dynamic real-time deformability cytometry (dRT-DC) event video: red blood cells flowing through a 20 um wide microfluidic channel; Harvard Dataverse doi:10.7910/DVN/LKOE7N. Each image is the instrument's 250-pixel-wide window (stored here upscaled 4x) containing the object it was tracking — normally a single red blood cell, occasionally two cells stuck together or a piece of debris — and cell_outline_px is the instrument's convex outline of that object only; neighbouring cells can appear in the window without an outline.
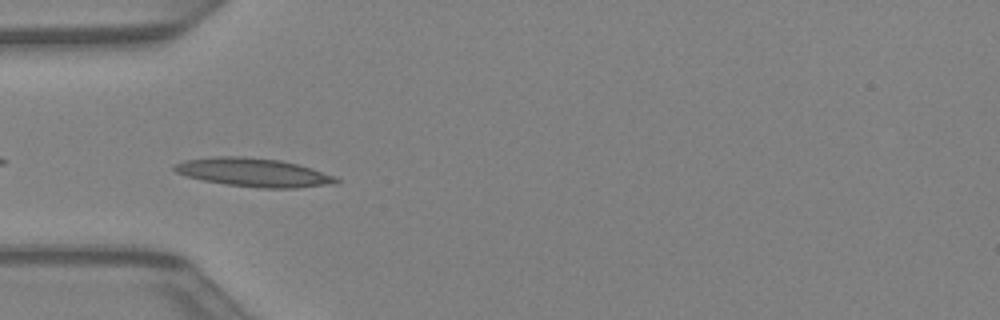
{"species": "Egyptian fruit bat (a non-hibernating species)", "species_latin": "Rousettus aegyptiacus", "temperature_condition": "warm", "stored_images_in_passage": 42, "camera_frame_rate_fps": 3000, "um_per_image_px": 0.085, "animal": {"sex": "female"}, "frame": {"image": 1, "passage_image": 13, "time_ms": 4.0, "image_size_px": [1000, 320], "cell_outline_px": [[340, 180], [336, 184], [296, 188], [260, 188], [228, 184], [204, 180], [188, 176], [176, 172], [172, 168], [176, 164], [184, 160], [216, 156], [240, 156], [280, 160], [312, 168], [336, 176]], "centroid_in_image_um": [21.6, 14.66], "position_along_channel_um": 63.4, "area_um2": 26.76}}
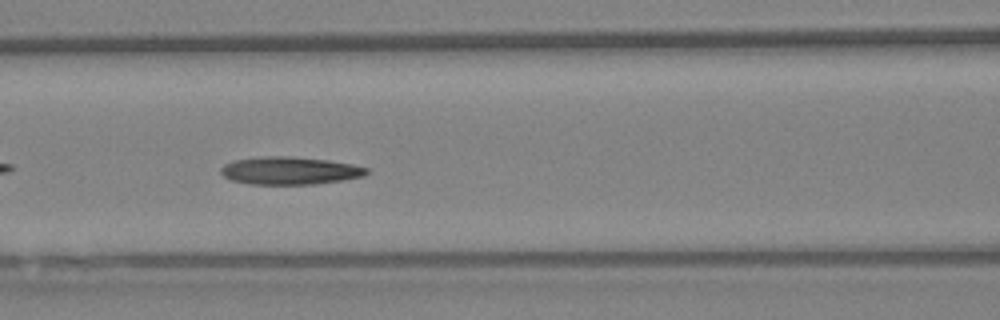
{"frame": {"image": 2, "passage_image": 18, "time_ms": 5.667, "image_size_px": [1000, 320], "cell_outline_px": [[368, 172], [364, 176], [316, 184], [248, 184], [232, 180], [224, 176], [220, 172], [220, 168], [224, 164], [232, 160], [264, 156], [288, 156], [328, 160], [352, 164], [368, 168]], "centroid_in_image_um": [24.6, 14.5], "position_along_channel_um": 142.0, "area_um2": 23.52}}
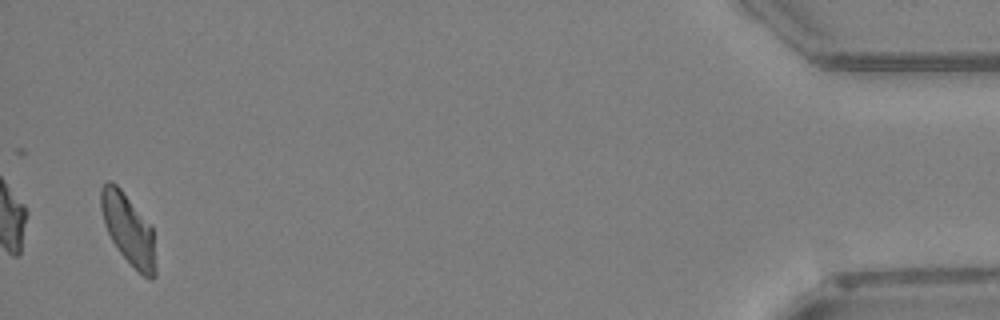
{"frame": {"image": 3, "passage_image": 41, "time_ms": 13.333, "image_size_px": [1000, 320], "cell_outline_px": [[156, 276], [152, 280], [144, 276], [120, 252], [112, 240], [104, 224], [100, 208], [100, 188], [108, 180], [112, 180], [120, 188], [152, 228], [156, 268]], "centroid_in_image_um": [10.89, 19.47], "position_along_channel_um": 424.3, "area_um2": 22.02}}